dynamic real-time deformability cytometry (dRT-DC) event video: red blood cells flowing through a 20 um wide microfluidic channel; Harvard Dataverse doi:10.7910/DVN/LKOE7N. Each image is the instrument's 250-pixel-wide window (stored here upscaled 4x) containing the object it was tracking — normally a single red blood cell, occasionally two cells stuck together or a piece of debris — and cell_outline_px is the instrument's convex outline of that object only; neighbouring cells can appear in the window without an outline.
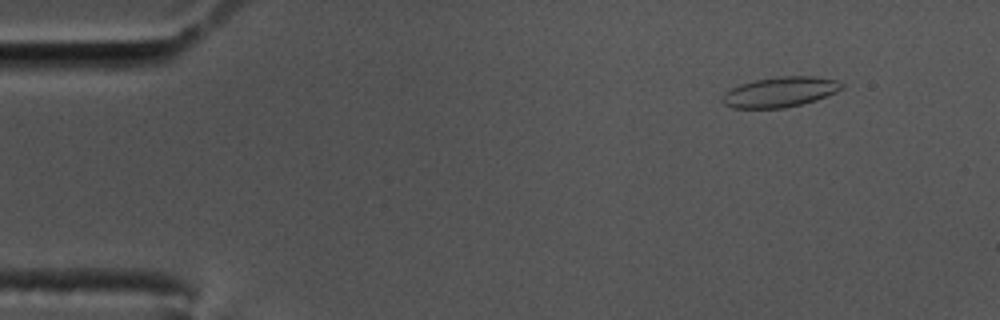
{"species": "common noctule bat (a hibernating species)", "species_latin": "Nyctalus noctula", "temperature_condition": "cold", "stored_images_in_passage": 57, "camera_frame_rate_fps": 3000, "um_per_image_px": 0.085, "animal": {"sex": "male", "body_mass_g": 17.5, "forearm_length_mm": 52.3}, "frame": {"image": 1, "passage_image": 6, "time_ms": 1.667, "image_size_px": [1000, 320], "cell_outline_px": [[844, 88], [836, 92], [816, 100], [784, 108], [732, 108], [724, 104], [720, 100], [724, 92], [740, 84], [756, 80], [780, 76], [812, 76], [840, 80], [844, 84]], "centroid_in_image_um": [66.32, 7.81], "position_along_channel_um": 18.7, "area_um2": 21.1}}
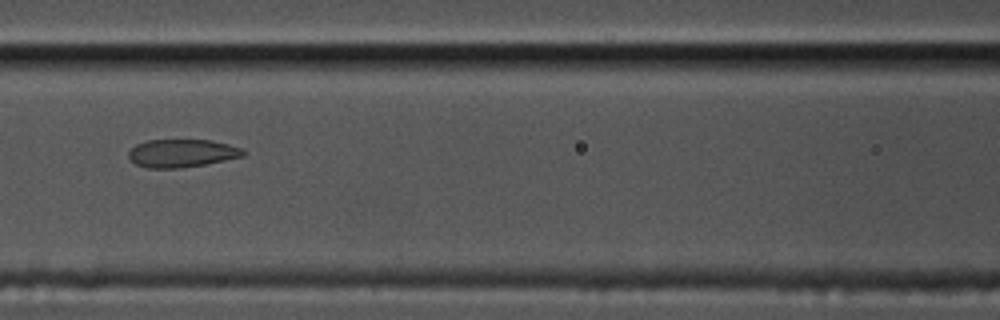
{"frame": {"image": 2, "passage_image": 25, "time_ms": 8.0, "image_size_px": [1000, 320], "cell_outline_px": [[248, 152], [244, 156], [204, 164], [180, 168], [148, 168], [136, 164], [128, 156], [128, 152], [136, 144], [148, 140], [212, 140], [244, 148]], "centroid_in_image_um": [15.49, 13.02], "position_along_channel_um": 151.1, "area_um2": 18.73}}
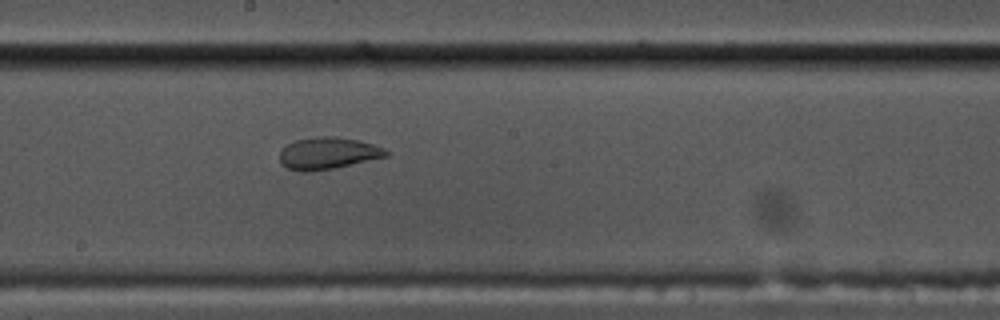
{"frame": {"image": 3, "passage_image": 31, "time_ms": 10.0, "image_size_px": [1000, 320], "cell_outline_px": [[388, 156], [332, 168], [308, 172], [304, 172], [288, 168], [280, 164], [280, 152], [288, 144], [296, 140], [320, 136], [336, 136], [356, 140], [372, 144], [384, 148], [388, 152]], "centroid_in_image_um": [27.85, 13.02], "position_along_channel_um": 220.3, "area_um2": 19.48}}